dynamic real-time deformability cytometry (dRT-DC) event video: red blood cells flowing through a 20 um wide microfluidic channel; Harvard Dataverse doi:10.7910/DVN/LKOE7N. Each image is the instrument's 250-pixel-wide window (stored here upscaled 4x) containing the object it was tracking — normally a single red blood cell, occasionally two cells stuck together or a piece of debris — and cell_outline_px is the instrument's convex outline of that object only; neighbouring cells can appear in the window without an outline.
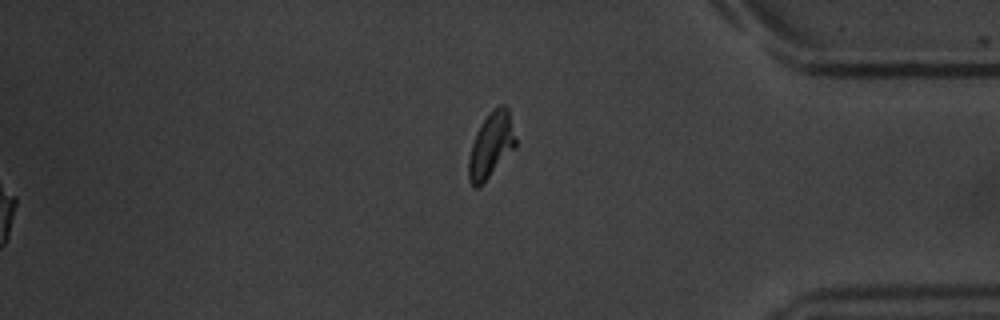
{"species": "common noctule bat (a hibernating species)", "species_latin": "Nyctalus noctula", "temperature_condition": "warm", "stored_images_in_passage": 43, "segment_of_instrument_passage": [2, 2], "camera_frame_rate_fps": 3000, "um_per_image_px": 0.085, "animal": {"sex": "male", "body_mass_g": 20.1, "forearm_length_mm": 53.5}, "frame": {"image": 1, "passage_image": 43, "time_ms": 14.0, "image_size_px": [1000, 320], "cell_outline_px": [[516, 148], [476, 188], [472, 188], [468, 180], [468, 160], [472, 144], [476, 132], [480, 124], [488, 112], [492, 108], [500, 104], [504, 104], [508, 108], [516, 140]], "centroid_in_image_um": [41.73, 12.3], "position_along_channel_um": 393.5, "area_um2": 17.86}}